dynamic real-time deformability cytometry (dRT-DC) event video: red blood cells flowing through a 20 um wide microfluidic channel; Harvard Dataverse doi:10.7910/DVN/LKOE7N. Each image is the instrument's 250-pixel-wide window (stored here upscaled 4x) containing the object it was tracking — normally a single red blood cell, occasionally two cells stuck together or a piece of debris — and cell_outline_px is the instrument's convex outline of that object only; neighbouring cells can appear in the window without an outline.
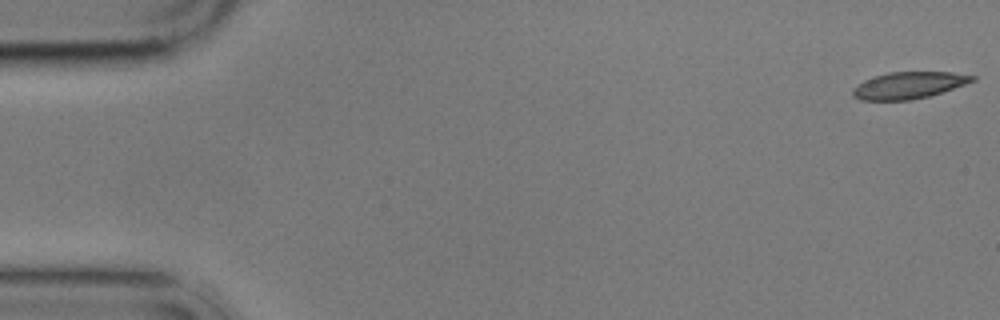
{"species": "common noctule bat (a hibernating species)", "species_latin": "Nyctalus noctula", "temperature_condition": "cold", "stored_images_in_passage": 4, "camera_frame_rate_fps": 3000, "um_per_image_px": 0.085, "animal": {"sex": "male", "body_mass_g": 17.9}, "frame": {"image": 1, "passage_image": 1, "time_ms": 0.0, "image_size_px": [1000, 320], "cell_outline_px": [[976, 80], [928, 96], [908, 100], [860, 100], [852, 96], [852, 88], [864, 80], [888, 72], [952, 72], [976, 76]], "centroid_in_image_um": [77.2, 7.24], "position_along_channel_um": 7.8, "area_um2": 18.44}}